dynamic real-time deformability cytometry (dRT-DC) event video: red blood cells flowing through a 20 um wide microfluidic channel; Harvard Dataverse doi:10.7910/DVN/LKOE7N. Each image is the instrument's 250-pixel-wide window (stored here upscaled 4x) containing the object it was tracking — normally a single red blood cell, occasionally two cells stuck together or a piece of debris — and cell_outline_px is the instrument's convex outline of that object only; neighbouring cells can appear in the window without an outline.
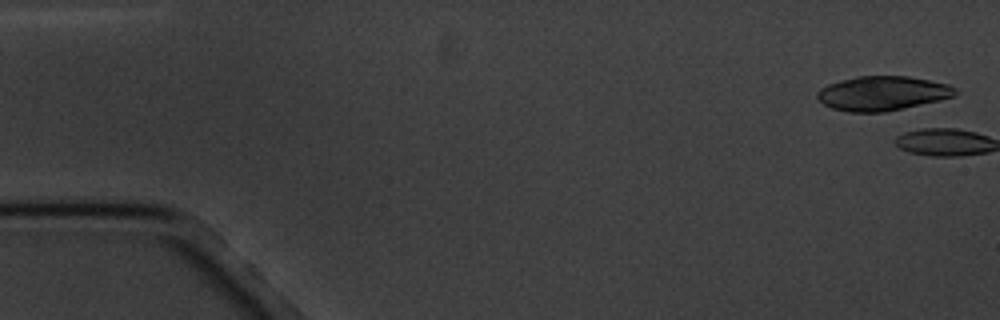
{"species": "common noctule bat (a hibernating species)", "species_latin": "Nyctalus noctula", "temperature_condition": "cold", "stored_images_in_passage": 6, "camera_frame_rate_fps": 3000, "um_per_image_px": 0.085, "animal": {"sex": "male", "body_mass_g": 20.1, "forearm_length_mm": 53.5}, "frame": {"image": 1, "passage_image": 1, "time_ms": 0.0, "image_size_px": [1000, 320], "cell_outline_px": [[956, 92], [952, 96], [940, 100], [904, 108], [884, 112], [848, 112], [832, 108], [824, 104], [816, 96], [816, 92], [820, 88], [828, 84], [840, 80], [856, 76], [908, 76], [948, 84], [956, 88]], "centroid_in_image_um": [74.97, 7.93], "position_along_channel_um": 10.0, "area_um2": 27.57}}